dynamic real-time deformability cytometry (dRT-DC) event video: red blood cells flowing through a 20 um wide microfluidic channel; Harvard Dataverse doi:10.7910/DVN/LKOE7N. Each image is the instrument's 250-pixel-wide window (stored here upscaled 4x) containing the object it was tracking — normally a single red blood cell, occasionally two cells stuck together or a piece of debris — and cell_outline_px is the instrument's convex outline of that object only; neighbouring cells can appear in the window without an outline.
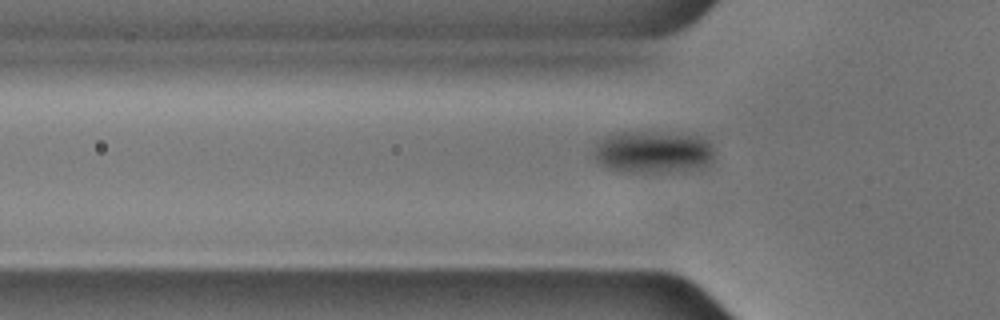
{"species": "common noctule bat (a hibernating species)", "species_latin": "Nyctalus noctula", "temperature_condition": "cold", "stored_images_in_passage": 4, "camera_frame_rate_fps": 3000, "um_per_image_px": 0.085, "animal": {"sex": "male", "body_mass_g": 17.9, "forearm_length_mm": 54.2}, "frame": {"image": 1, "passage_image": 4, "time_ms": 1.0, "image_size_px": [1000, 320], "cell_outline_px": [[712, 160], [708, 164], [684, 168], [608, 168], [600, 164], [592, 156], [596, 144], [600, 140], [616, 132], [680, 132], [700, 136], [708, 140], [712, 144]], "centroid_in_image_um": [55.5, 12.79], "position_along_channel_um": 70.3, "area_um2": 27.92}}